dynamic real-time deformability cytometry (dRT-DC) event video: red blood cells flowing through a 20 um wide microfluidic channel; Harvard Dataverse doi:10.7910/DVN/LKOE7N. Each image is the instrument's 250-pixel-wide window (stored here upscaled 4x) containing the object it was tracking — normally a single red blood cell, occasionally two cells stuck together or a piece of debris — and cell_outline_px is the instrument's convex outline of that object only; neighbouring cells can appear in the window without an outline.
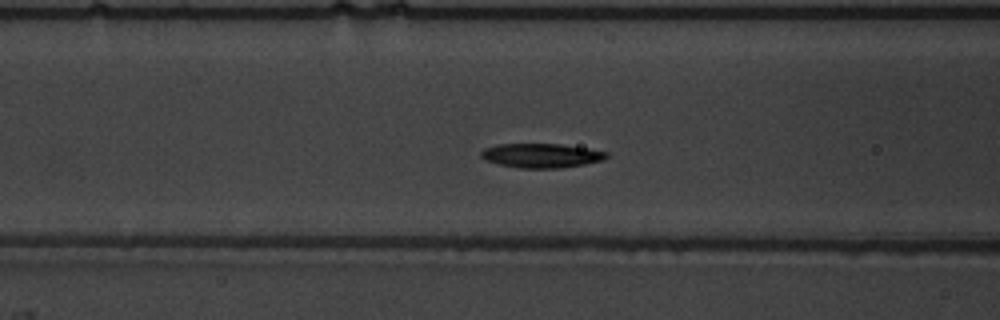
{"species": "common noctule bat (a hibernating species)", "species_latin": "Nyctalus noctula", "temperature_condition": "warm", "stored_images_in_passage": 52, "camera_frame_rate_fps": 3000, "um_per_image_px": 0.085, "animal": {"sex": "male", "body_mass_g": 19.5, "forearm_length_mm": 54.6}, "frame": {"image": 1, "passage_image": 19, "time_ms": 6.0, "image_size_px": [1000, 320], "cell_outline_px": [[608, 156], [604, 160], [584, 164], [560, 168], [520, 168], [500, 164], [484, 160], [480, 156], [480, 152], [484, 148], [496, 144], [560, 144], [608, 152]], "centroid_in_image_um": [45.98, 13.22], "position_along_channel_um": 120.6, "area_um2": 17.69}}
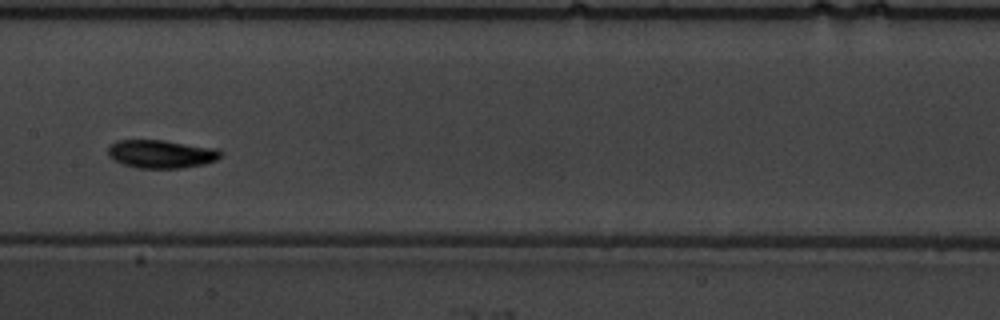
{"frame": {"image": 2, "passage_image": 25, "time_ms": 8.0, "image_size_px": [1000, 320], "cell_outline_px": [[220, 156], [216, 160], [204, 164], [184, 168], [136, 168], [124, 164], [108, 156], [108, 144], [116, 140], [164, 140], [220, 148]], "centroid_in_image_um": [13.7, 13.08], "position_along_channel_um": 193.7, "area_um2": 18.73}}
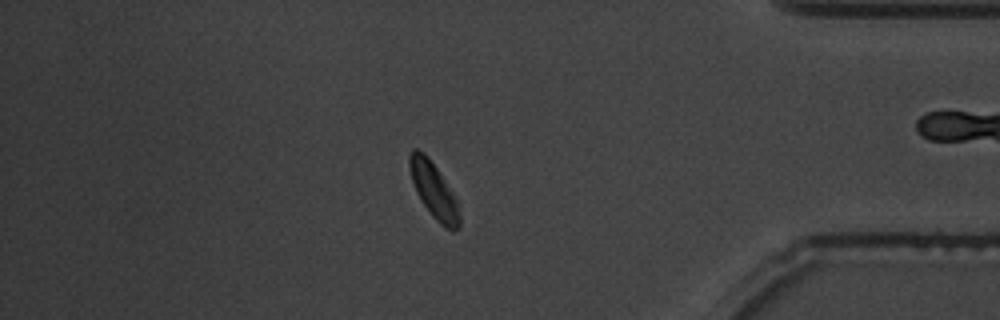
{"frame": {"image": 3, "passage_image": 44, "time_ms": 14.333, "image_size_px": [1000, 320], "cell_outline_px": [[460, 228], [452, 232], [444, 228], [432, 216], [416, 192], [408, 168], [408, 156], [412, 148], [416, 148], [424, 152], [428, 156], [436, 168], [456, 200], [460, 216]], "centroid_in_image_um": [36.84, 16.19], "position_along_channel_um": 398.4, "area_um2": 16.07}, "authors_computed_cell_mechanics": {"area_um2": 17.2822, "velocity_mm_per_s": 3.665, "shape_relaxation_time_tau1_ms": 9.0638, "shape_relaxation_time_tau2_ms": 3.9788, "deformation_change_tau1": 0.2889, "deformation_change_tau2": 0.0655}}